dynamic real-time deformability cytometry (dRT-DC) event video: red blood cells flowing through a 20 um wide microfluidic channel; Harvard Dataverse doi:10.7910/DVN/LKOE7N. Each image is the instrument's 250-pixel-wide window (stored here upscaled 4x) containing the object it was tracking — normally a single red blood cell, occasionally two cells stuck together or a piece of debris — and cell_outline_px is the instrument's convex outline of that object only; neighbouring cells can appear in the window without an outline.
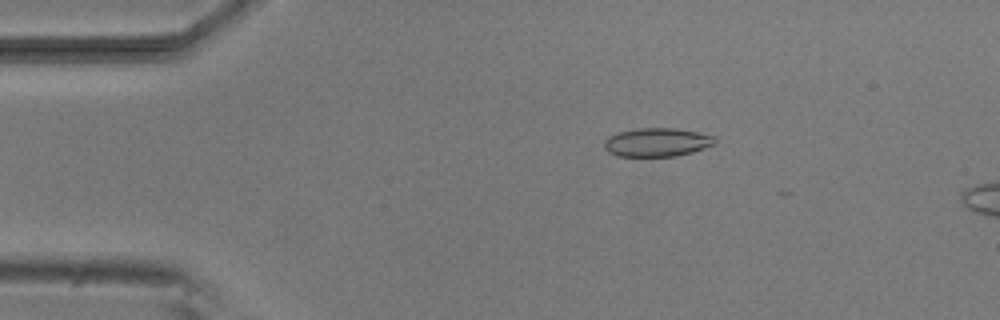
{"species": "common noctule bat (a hibernating species)", "species_latin": "Nyctalus noctula", "temperature_condition": "room temperature", "stored_images_in_passage": 18, "camera_frame_rate_fps": 3000, "um_per_image_px": 0.085, "animal": {"sex": "male", "body_mass_g": 20.5, "forearm_length_mm": 52.5}, "frame": {"image": 1, "passage_image": 10, "time_ms": 3.0, "image_size_px": [1000, 320], "cell_outline_px": [[716, 144], [692, 152], [676, 156], [616, 156], [608, 152], [604, 148], [604, 140], [608, 136], [620, 132], [640, 128], [676, 128], [716, 136]], "centroid_in_image_um": [55.85, 12.09], "position_along_channel_um": 29.2, "area_um2": 18.5}}
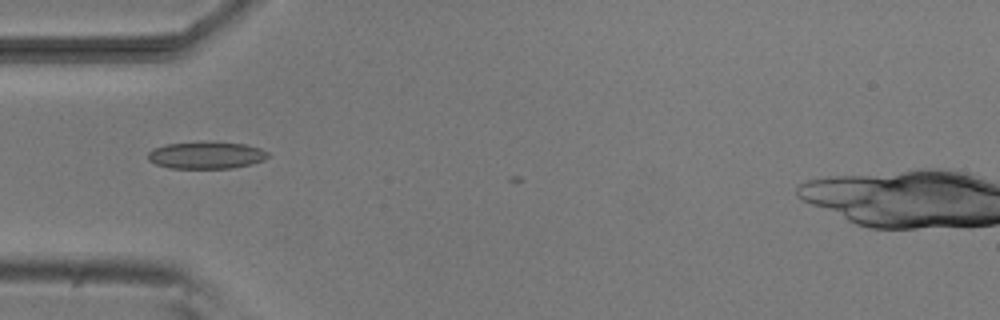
{"frame": {"image": 2, "passage_image": 17, "time_ms": 5.333, "image_size_px": [1000, 320], "cell_outline_px": [[268, 156], [264, 160], [232, 168], [168, 168], [156, 164], [148, 160], [148, 152], [152, 148], [164, 144], [244, 144], [260, 148], [268, 152]], "centroid_in_image_um": [17.48, 13.23], "position_along_channel_um": 67.5, "area_um2": 18.15}}